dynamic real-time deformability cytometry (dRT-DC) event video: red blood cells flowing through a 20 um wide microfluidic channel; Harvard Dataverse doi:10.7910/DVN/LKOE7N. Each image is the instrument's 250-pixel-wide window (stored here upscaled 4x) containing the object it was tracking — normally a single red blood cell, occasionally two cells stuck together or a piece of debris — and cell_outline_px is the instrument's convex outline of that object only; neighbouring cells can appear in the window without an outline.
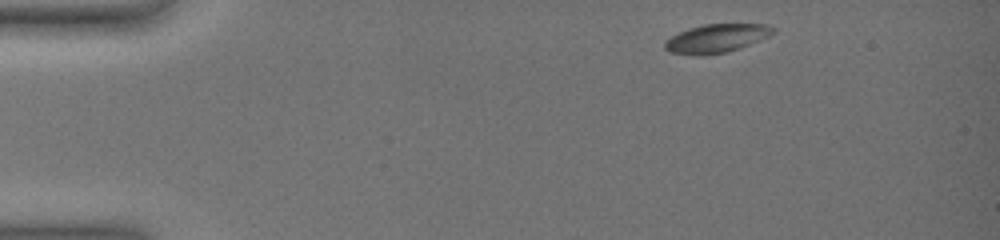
{"species": "common noctule bat (a hibernating species)", "species_latin": "Nyctalus noctula", "temperature_condition": "warm", "stored_images_in_passage": 46, "camera_frame_rate_fps": 3000, "um_per_image_px": 0.085, "animal": {"sex": "female", "body_mass_g": 19.0, "forearm_length_mm": 51.5}, "frame": {"image": 1, "passage_image": 1, "time_ms": 0.0, "image_size_px": [1000, 240], "cell_outline_px": [[776, 32], [760, 40], [740, 48], [728, 52], [704, 56], [696, 56], [668, 52], [664, 48], [664, 40], [688, 28], [704, 24], [764, 24], [776, 28]], "centroid_in_image_um": [60.88, 3.28], "position_along_channel_um": 24.1, "area_um2": 18.26}}
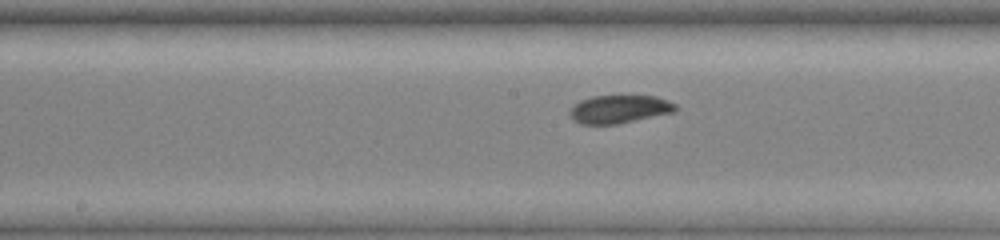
{"frame": {"image": 2, "passage_image": 19, "time_ms": 7.333, "image_size_px": [1000, 240], "cell_outline_px": [[676, 108], [672, 112], [616, 124], [580, 124], [568, 112], [580, 100], [592, 96], [656, 96], [668, 100], [676, 104]], "centroid_in_image_um": [52.64, 9.27], "position_along_channel_um": 195.6, "area_um2": 16.94}}
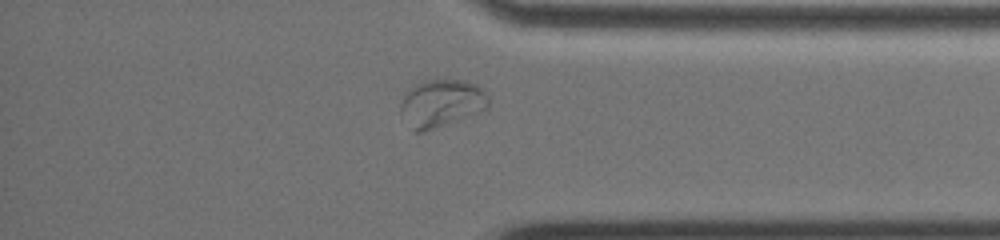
{"frame": {"image": 3, "passage_image": 38, "time_ms": 13.0, "image_size_px": [1000, 240], "cell_outline_px": [[488, 108], [436, 128], [424, 132], [412, 132], [400, 112], [400, 104], [412, 84], [424, 80], [464, 80], [476, 84], [488, 96]], "centroid_in_image_um": [37.47, 8.78], "position_along_channel_um": 397.7, "area_um2": 24.33}}